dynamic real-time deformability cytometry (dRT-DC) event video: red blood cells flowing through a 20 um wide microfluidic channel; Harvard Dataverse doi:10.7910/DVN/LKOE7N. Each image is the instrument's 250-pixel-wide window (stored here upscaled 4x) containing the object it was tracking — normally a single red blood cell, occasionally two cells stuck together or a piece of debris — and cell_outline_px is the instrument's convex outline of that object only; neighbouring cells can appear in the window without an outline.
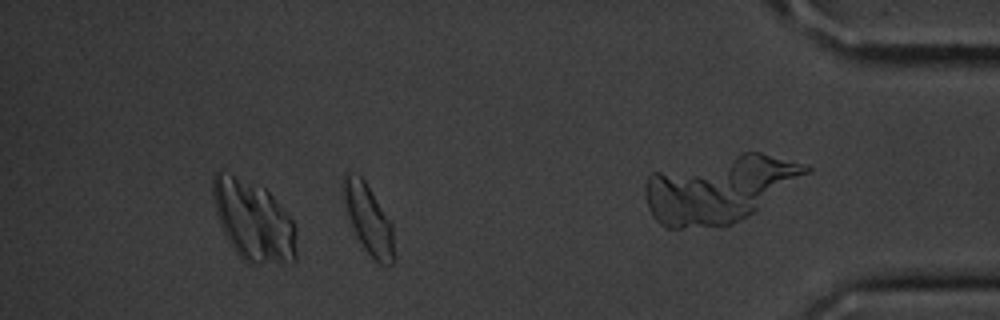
{"species": "common noctule bat (a hibernating species)", "species_latin": "Nyctalus noctula", "temperature_condition": "cold", "stored_images_in_passage": 50, "camera_frame_rate_fps": 3000, "um_per_image_px": 0.085, "animal": {"sex": "male", "body_mass_g": 20.1, "forearm_length_mm": 53.5}, "frame": {"image": 1, "passage_image": 43, "time_ms": 14.0, "image_size_px": [1000, 320], "cell_outline_px": [[396, 260], [388, 268], [380, 264], [364, 248], [356, 236], [348, 216], [340, 188], [344, 172], [348, 172], [360, 176], [364, 180], [392, 224]], "centroid_in_image_um": [31.32, 18.66], "position_along_channel_um": 403.9, "area_um2": 20.69}}